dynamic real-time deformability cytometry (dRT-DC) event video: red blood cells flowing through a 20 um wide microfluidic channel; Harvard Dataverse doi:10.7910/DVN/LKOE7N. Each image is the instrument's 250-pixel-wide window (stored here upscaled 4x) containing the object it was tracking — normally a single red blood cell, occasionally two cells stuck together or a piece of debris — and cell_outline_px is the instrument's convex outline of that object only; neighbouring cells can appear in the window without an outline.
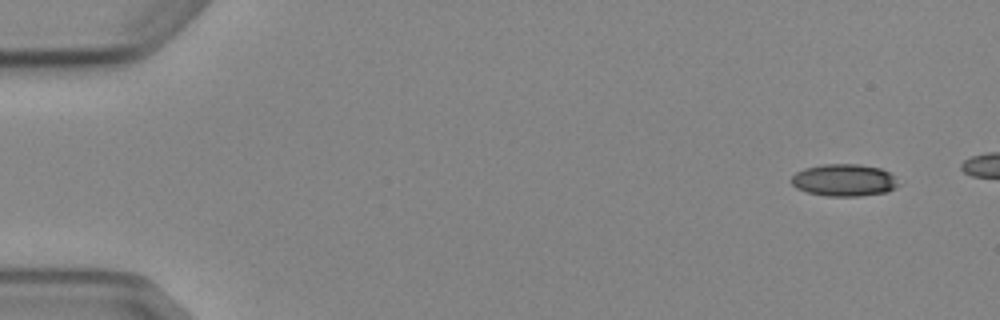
{"species": "Egyptian fruit bat (a non-hibernating species)", "species_latin": "Rousettus aegyptiacus", "temperature_condition": "cold", "stored_images_in_passage": 5, "camera_frame_rate_fps": 3000, "um_per_image_px": 0.085, "animal": {"sex": "female"}, "frame": {"image": 1, "passage_image": 1, "time_ms": 0.0, "image_size_px": [1000, 320], "cell_outline_px": [[900, 184], [896, 188], [884, 192], [860, 196], [828, 196], [808, 192], [796, 188], [792, 184], [792, 176], [796, 172], [804, 168], [824, 164], [860, 164], [880, 168], [888, 172]], "centroid_in_image_um": [71.74, 15.31], "position_along_channel_um": 13.3, "area_um2": 19.94}}